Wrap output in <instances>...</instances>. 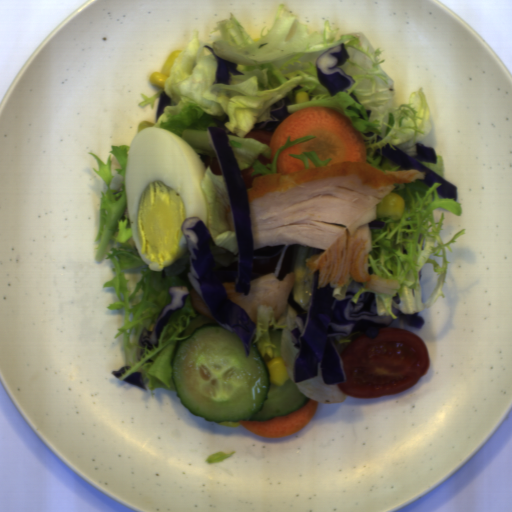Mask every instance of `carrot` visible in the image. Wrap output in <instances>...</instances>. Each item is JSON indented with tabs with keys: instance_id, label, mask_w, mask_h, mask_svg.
I'll return each mask as SVG.
<instances>
[{
	"instance_id": "b8716197",
	"label": "carrot",
	"mask_w": 512,
	"mask_h": 512,
	"mask_svg": "<svg viewBox=\"0 0 512 512\" xmlns=\"http://www.w3.org/2000/svg\"><path fill=\"white\" fill-rule=\"evenodd\" d=\"M306 135L315 138L292 145L279 152L276 173L282 175L293 171L305 170L302 152L315 151L318 159H331L327 165L345 161L367 162V150L360 131L355 128L349 117L328 107L301 108L286 117L274 130L270 139V163L277 151L290 142ZM326 165V166H327Z\"/></svg>"
},
{
	"instance_id": "cead05ca",
	"label": "carrot",
	"mask_w": 512,
	"mask_h": 512,
	"mask_svg": "<svg viewBox=\"0 0 512 512\" xmlns=\"http://www.w3.org/2000/svg\"><path fill=\"white\" fill-rule=\"evenodd\" d=\"M306 397V402L290 414L269 420H239L240 425L254 434L271 439L297 433L313 419L317 411L318 401Z\"/></svg>"
}]
</instances>
